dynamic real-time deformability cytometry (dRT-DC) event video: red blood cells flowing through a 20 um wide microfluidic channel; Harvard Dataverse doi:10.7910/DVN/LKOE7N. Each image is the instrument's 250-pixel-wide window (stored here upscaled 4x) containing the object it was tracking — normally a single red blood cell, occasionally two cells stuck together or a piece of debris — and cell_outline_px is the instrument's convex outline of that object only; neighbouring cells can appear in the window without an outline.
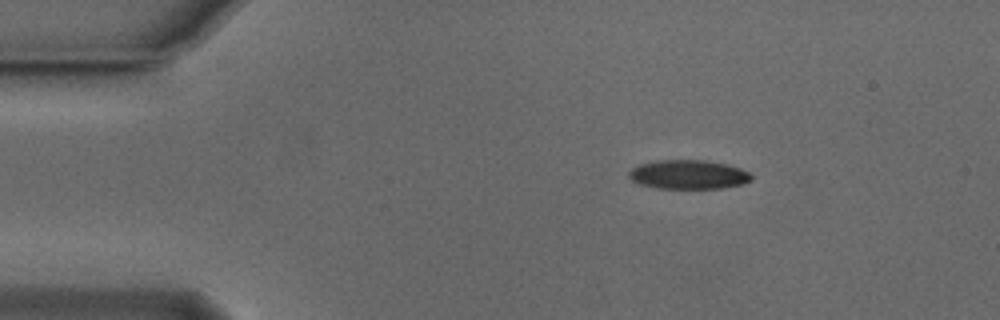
{"species": "Egyptian fruit bat (a non-hibernating species)", "species_latin": "Rousettus aegyptiacus", "temperature_condition": "cold", "stored_images_in_passage": 46, "camera_frame_rate_fps": 3000, "um_per_image_px": 0.085, "animal": {"sex": "male"}, "frame": {"image": 1, "passage_image": 1, "time_ms": 0.0, "image_size_px": [1000, 320], "cell_outline_px": [[752, 180], [740, 184], [724, 188], [656, 188], [640, 184], [632, 180], [628, 176], [628, 172], [632, 168], [640, 164], [656, 160], [704, 160], [728, 164], [740, 168], [748, 172], [752, 176]], "centroid_in_image_um": [58.5, 14.83], "position_along_channel_um": 26.5, "area_um2": 20.75}}
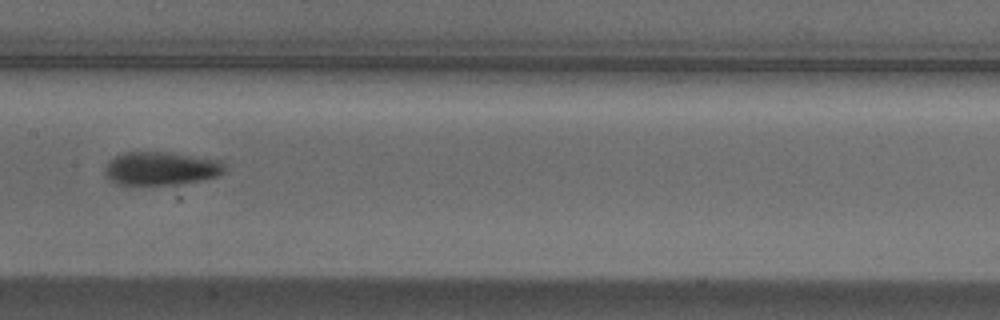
{"frame": {"image": 2, "passage_image": 19, "time_ms": 6.0, "image_size_px": [1000, 320], "cell_outline_px": [[224, 172], [220, 176], [180, 184], [116, 184], [104, 176], [104, 168], [108, 160], [124, 152], [168, 152], [220, 160], [224, 164]], "centroid_in_image_um": [13.66, 14.31], "position_along_channel_um": 193.7, "area_um2": 23.35}}
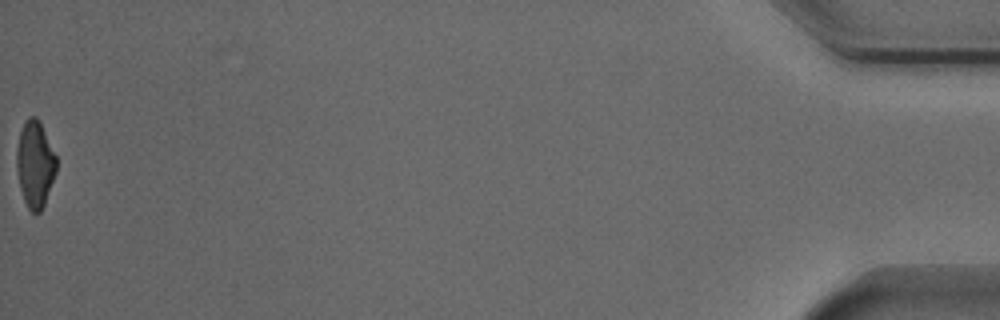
{"frame": {"image": 3, "passage_image": 46, "time_ms": 15.0, "image_size_px": [1000, 320], "cell_outline_px": [[56, 172], [44, 204], [40, 212], [32, 212], [28, 208], [24, 200], [20, 188], [16, 168], [16, 148], [20, 132], [28, 116], [36, 116], [40, 120], [56, 156]], "centroid_in_image_um": [2.97, 13.92], "position_along_channel_um": 432.2, "area_um2": 20.0}, "authors_computed_cell_mechanics": {"area_um2": 22.0507, "velocity_mm_per_s": 3.8304, "shape_relaxation_time_tau1_ms": 3.1374, "shape_relaxation_time_tau2_ms": 7.0059, "deformation_change_tau1": 0.1364, "deformation_change_tau2": 0.1459}}